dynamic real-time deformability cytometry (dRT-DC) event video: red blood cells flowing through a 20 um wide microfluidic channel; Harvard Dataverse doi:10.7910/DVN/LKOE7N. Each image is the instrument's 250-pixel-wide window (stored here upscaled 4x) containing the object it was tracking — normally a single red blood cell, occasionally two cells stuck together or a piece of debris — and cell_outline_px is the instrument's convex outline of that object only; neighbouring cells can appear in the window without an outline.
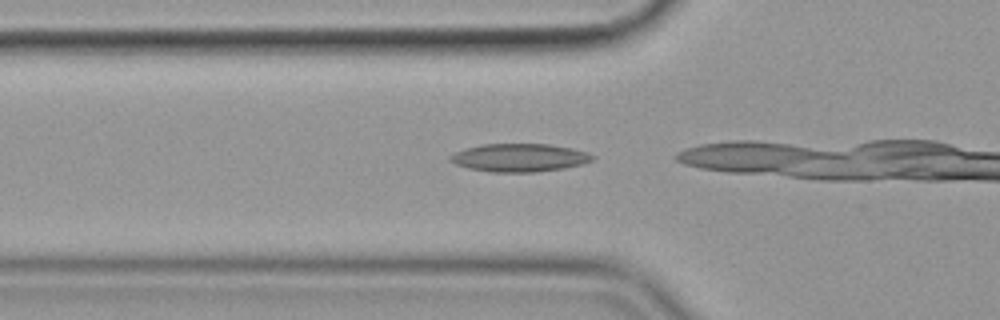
{"species": "common noctule bat (a hibernating species)", "species_latin": "Nyctalus noctula", "temperature_condition": "cold", "stored_images_in_passage": 5, "camera_frame_rate_fps": 3000, "um_per_image_px": 0.085, "animal": {"sex": "female", "body_mass_g": 19.9}, "frame": {"image": 1, "passage_image": 2, "time_ms": 0.333, "image_size_px": [1000, 320], "cell_outline_px": [[596, 156], [592, 160], [580, 164], [564, 168], [536, 172], [492, 172], [468, 168], [456, 164], [448, 160], [448, 156], [464, 148], [484, 144], [548, 144], [572, 148], [588, 152]], "centroid_in_image_um": [44.14, 13.4], "position_along_channel_um": 81.7, "area_um2": 23.29}}